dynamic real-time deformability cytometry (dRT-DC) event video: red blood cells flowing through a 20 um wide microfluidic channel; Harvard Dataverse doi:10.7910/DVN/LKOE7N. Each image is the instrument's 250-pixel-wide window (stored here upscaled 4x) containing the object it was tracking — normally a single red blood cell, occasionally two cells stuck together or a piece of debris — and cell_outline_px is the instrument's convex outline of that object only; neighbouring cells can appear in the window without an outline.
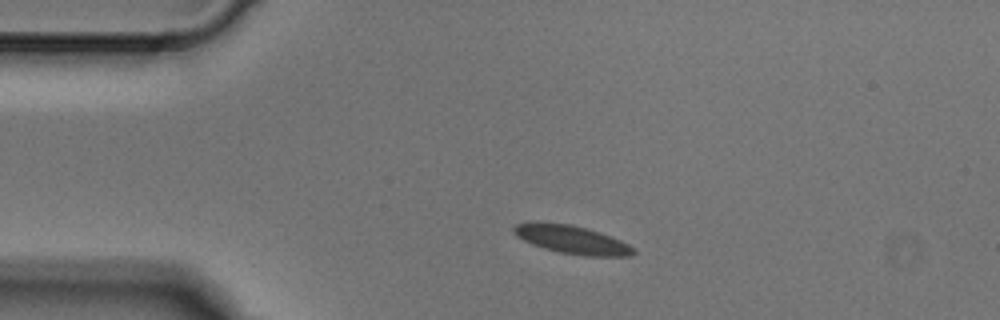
{"species": "Egyptian fruit bat (a non-hibernating species)", "species_latin": "Rousettus aegyptiacus", "temperature_condition": "cold", "stored_images_in_passage": 3, "segment_of_instrument_passage": [1, 2], "camera_frame_rate_fps": 3000, "um_per_image_px": 0.085, "animal": {"sex": "male"}, "frame": {"image": 1, "passage_image": 1, "time_ms": 0.0, "image_size_px": [1000, 320], "cell_outline_px": [[636, 252], [632, 256], [584, 256], [560, 252], [544, 248], [532, 244], [516, 236], [512, 232], [512, 228], [516, 224], [528, 220], [540, 220], [572, 224], [620, 240], [628, 244]], "centroid_in_image_um": [48.5, 20.33], "position_along_channel_um": 36.5, "area_um2": 19.94}}